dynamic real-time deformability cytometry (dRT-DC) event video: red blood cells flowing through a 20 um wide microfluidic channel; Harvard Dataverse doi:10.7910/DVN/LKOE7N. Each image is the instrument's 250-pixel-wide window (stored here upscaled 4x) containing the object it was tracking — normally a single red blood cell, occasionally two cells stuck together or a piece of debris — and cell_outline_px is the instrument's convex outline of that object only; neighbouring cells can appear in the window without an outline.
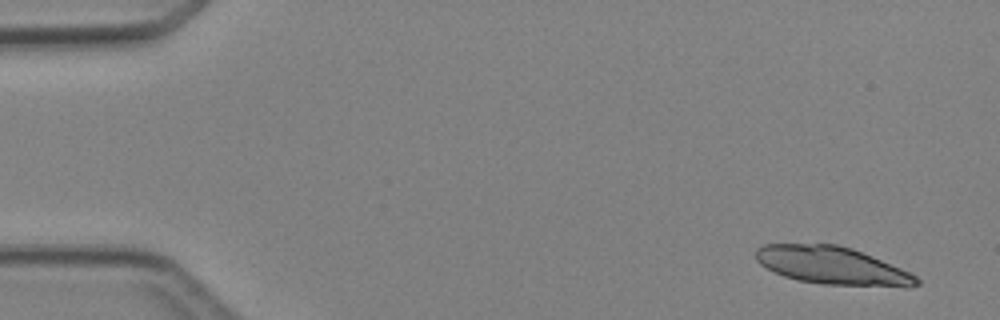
{"species": "Egyptian fruit bat (a non-hibernating species)", "species_latin": "Rousettus aegyptiacus", "temperature_condition": "cold", "stored_images_in_passage": 5, "camera_frame_rate_fps": 3000, "um_per_image_px": 0.085, "animal": {"sex": "female"}, "frame": {"image": 1, "passage_image": 1, "time_ms": 0.0, "image_size_px": [1000, 320], "cell_outline_px": [[920, 284], [908, 288], [824, 284], [796, 280], [784, 276], [760, 264], [756, 260], [756, 248], [764, 244], [836, 244], [852, 248], [872, 256], [900, 268], [916, 276], [920, 280]], "centroid_in_image_um": [70.77, 22.59], "position_along_channel_um": 14.2, "area_um2": 35.43}}